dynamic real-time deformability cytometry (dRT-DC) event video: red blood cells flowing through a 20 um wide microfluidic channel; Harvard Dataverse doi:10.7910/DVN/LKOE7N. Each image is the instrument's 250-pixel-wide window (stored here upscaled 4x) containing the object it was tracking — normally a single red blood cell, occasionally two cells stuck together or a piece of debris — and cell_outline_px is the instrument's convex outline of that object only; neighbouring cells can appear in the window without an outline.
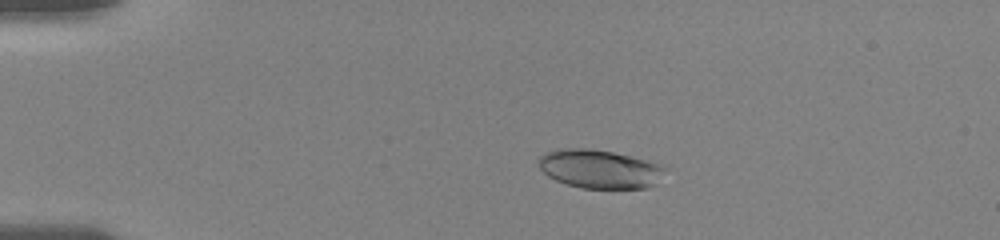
{"species": "human", "species_latin": "Homo sapiens", "temperature_condition": "room temperature", "stored_images_in_passage": 25, "camera_frame_rate_fps": 3000, "um_per_image_px": 0.085, "donor": {"sex": "female"}, "frame": {"image": 1, "passage_image": 12, "time_ms": 3.333, "image_size_px": [1000, 240], "cell_outline_px": [[668, 168], [652, 184], [644, 188], [580, 188], [556, 180], [548, 176], [540, 168], [540, 156], [556, 148], [588, 148], [612, 152], [644, 160]], "centroid_in_image_um": [50.91, 14.35], "position_along_channel_um": 34.1, "area_um2": 27.86}}